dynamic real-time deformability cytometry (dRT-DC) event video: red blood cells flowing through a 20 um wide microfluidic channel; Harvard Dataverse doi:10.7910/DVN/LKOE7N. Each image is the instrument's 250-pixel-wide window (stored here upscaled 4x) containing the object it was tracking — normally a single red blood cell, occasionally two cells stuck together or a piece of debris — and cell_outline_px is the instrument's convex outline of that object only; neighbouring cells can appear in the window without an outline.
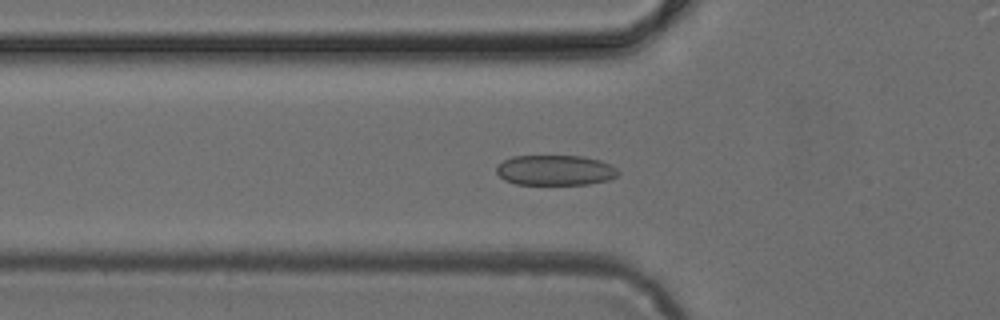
{"species": "common noctule bat (a hibernating species)", "species_latin": "Nyctalus noctula", "temperature_condition": "cold", "stored_images_in_passage": 50, "camera_frame_rate_fps": 3000, "um_per_image_px": 0.085, "animal": {"sex": "female", "body_mass_g": 24.6, "forearm_length_mm": 56.2}, "frame": {"image": 1, "passage_image": 17, "time_ms": 5.333, "image_size_px": [1000, 320], "cell_outline_px": [[620, 172], [616, 176], [608, 180], [588, 184], [516, 184], [504, 180], [496, 172], [496, 164], [512, 156], [584, 156], [600, 160], [616, 168]], "centroid_in_image_um": [47.16, 14.46], "position_along_channel_um": 78.6, "area_um2": 21.5}}
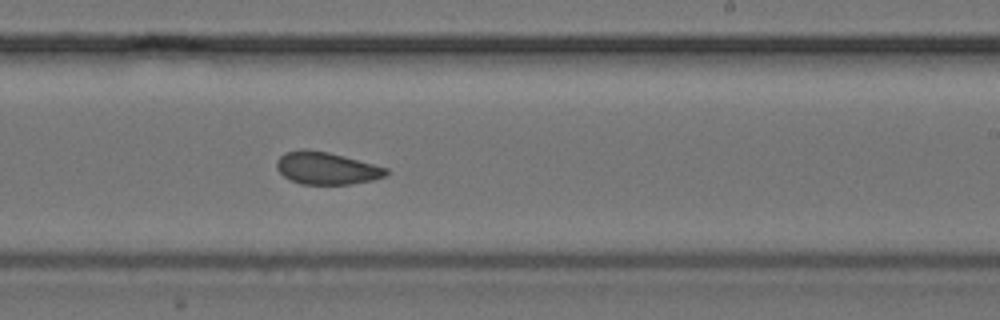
{"frame": {"image": 2, "passage_image": 30, "time_ms": 9.667, "image_size_px": [1000, 320], "cell_outline_px": [[388, 172], [384, 176], [372, 180], [352, 184], [300, 184], [288, 180], [276, 168], [276, 160], [284, 152], [304, 148], [328, 152], [344, 156], [388, 168]], "centroid_in_image_um": [27.7, 14.29], "position_along_channel_um": 261.3, "area_um2": 20.75}}
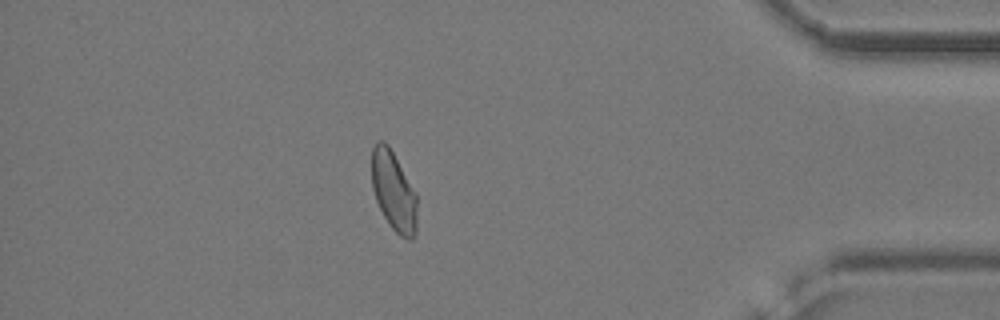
{"frame": {"image": 3, "passage_image": 43, "time_ms": 14.0, "image_size_px": [1000, 320], "cell_outline_px": [[416, 232], [412, 240], [408, 240], [400, 236], [388, 224], [376, 200], [372, 188], [372, 148], [380, 140], [384, 140], [388, 144], [416, 192]], "centroid_in_image_um": [33.46, 16.26], "position_along_channel_um": 401.7, "area_um2": 20.98}}